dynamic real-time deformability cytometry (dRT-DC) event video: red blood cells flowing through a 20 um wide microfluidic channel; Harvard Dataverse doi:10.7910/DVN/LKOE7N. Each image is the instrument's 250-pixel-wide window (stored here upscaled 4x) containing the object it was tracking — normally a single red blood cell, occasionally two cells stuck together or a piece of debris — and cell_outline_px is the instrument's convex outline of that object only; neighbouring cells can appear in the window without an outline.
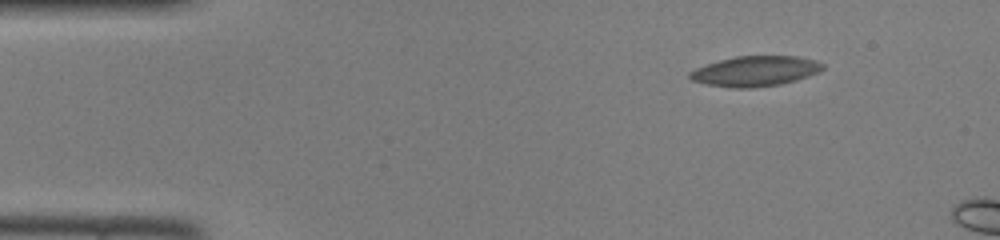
{"species": "common noctule bat (a hibernating species)", "species_latin": "Nyctalus noctula", "temperature_condition": "room temperature", "stored_images_in_passage": 4, "camera_frame_rate_fps": 3000, "um_per_image_px": 0.085, "animal": {"sex": "female", "body_mass_g": 22.0, "forearm_length_mm": 56.7}, "frame": {"image": 1, "passage_image": 1, "time_ms": 0.0, "image_size_px": [1000, 240], "cell_outline_px": [[824, 68], [808, 76], [796, 80], [780, 84], [752, 88], [736, 88], [708, 84], [692, 80], [688, 76], [688, 72], [696, 68], [720, 60], [736, 56], [796, 56], [816, 60], [824, 64]], "centroid_in_image_um": [64.2, 6.04], "position_along_channel_um": 20.8, "area_um2": 23.18}}